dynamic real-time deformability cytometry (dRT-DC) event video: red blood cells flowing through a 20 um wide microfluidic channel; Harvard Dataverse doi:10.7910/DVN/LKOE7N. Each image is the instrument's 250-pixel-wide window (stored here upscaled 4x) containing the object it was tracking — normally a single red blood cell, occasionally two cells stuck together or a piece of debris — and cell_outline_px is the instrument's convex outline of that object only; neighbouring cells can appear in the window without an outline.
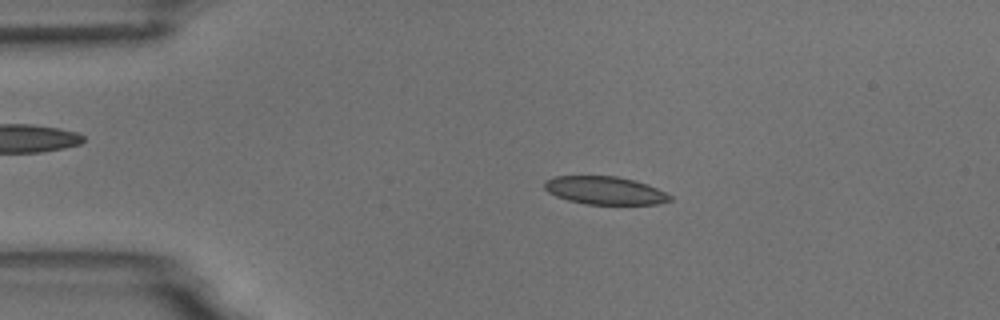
{"species": "common noctule bat (a hibernating species)", "species_latin": "Nyctalus noctula", "temperature_condition": "room temperature", "stored_images_in_passage": 5, "camera_frame_rate_fps": 3000, "um_per_image_px": 0.085, "animal": {"sex": "male", "body_mass_g": 18.8}, "frame": {"image": 1, "passage_image": 3, "time_ms": 2.333, "image_size_px": [1000, 320], "cell_outline_px": [[672, 200], [660, 204], [584, 204], [568, 200], [556, 196], [548, 192], [544, 188], [544, 180], [556, 176], [616, 176], [636, 180], [648, 184], [672, 196]], "centroid_in_image_um": [51.41, 16.19], "position_along_channel_um": 33.6, "area_um2": 20.58}}
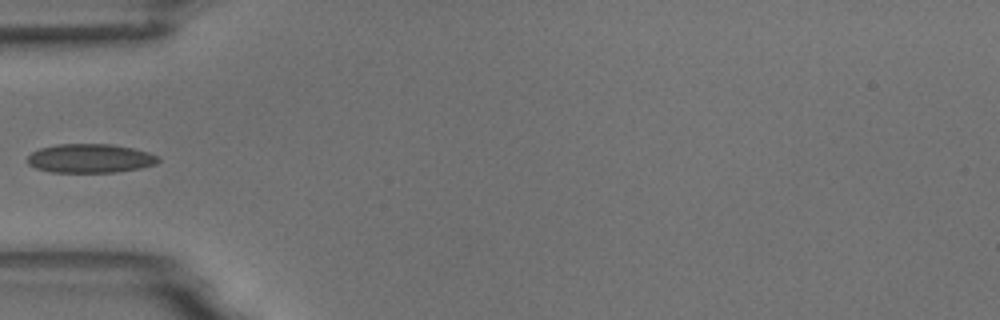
{"frame": {"image": 2, "passage_image": 5, "time_ms": 4.667, "image_size_px": [1000, 320], "cell_outline_px": [[160, 160], [156, 164], [140, 168], [116, 172], [52, 172], [36, 168], [28, 164], [28, 156], [32, 152], [40, 148], [56, 144], [112, 144], [132, 148], [148, 152], [156, 156]], "centroid_in_image_um": [7.65, 13.46], "position_along_channel_um": 77.3, "area_um2": 21.96}}